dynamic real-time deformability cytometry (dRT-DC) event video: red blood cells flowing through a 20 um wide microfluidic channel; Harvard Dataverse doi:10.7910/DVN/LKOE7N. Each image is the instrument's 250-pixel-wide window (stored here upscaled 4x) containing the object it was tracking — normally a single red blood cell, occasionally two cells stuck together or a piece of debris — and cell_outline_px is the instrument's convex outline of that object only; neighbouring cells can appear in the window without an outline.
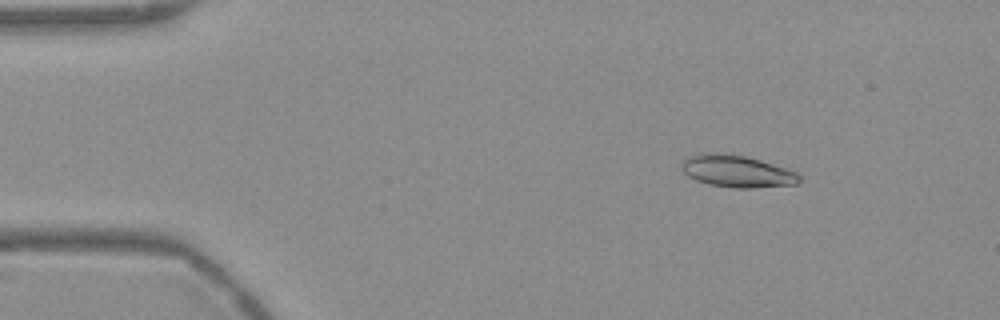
{"species": "Egyptian fruit bat (a non-hibernating species)", "species_latin": "Rousettus aegyptiacus", "temperature_condition": "warm", "stored_images_in_passage": 53, "camera_frame_rate_fps": 3000, "um_per_image_px": 0.085, "frame": {"image": 1, "passage_image": 6, "time_ms": 1.667, "image_size_px": [1000, 320], "cell_outline_px": [[804, 176], [796, 184], [752, 188], [732, 188], [708, 184], [696, 180], [688, 176], [680, 168], [680, 160], [688, 156], [704, 152], [724, 152], [744, 156], [760, 160], [796, 172]], "centroid_in_image_um": [62.58, 14.54], "position_along_channel_um": 22.4, "area_um2": 22.31}}
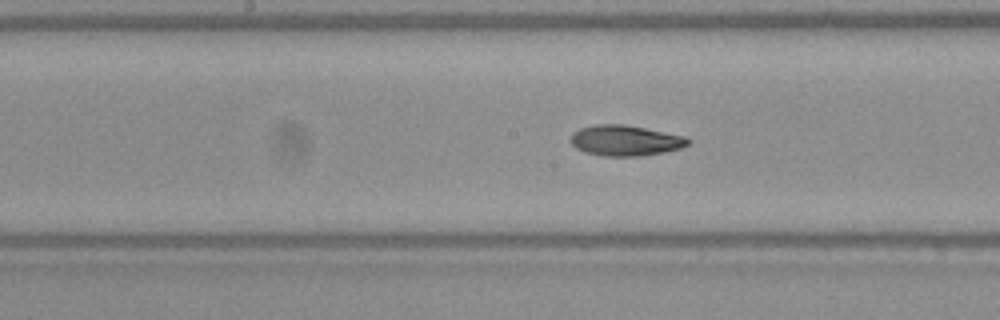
{"frame": {"image": 2, "passage_image": 26, "time_ms": 8.333, "image_size_px": [1000, 320], "cell_outline_px": [[692, 140], [688, 144], [680, 148], [664, 152], [640, 156], [604, 156], [584, 152], [576, 148], [568, 140], [572, 132], [580, 128], [596, 124], [624, 124], [684, 136]], "centroid_in_image_um": [53.1, 11.94], "position_along_channel_um": 195.1, "area_um2": 20.98}}
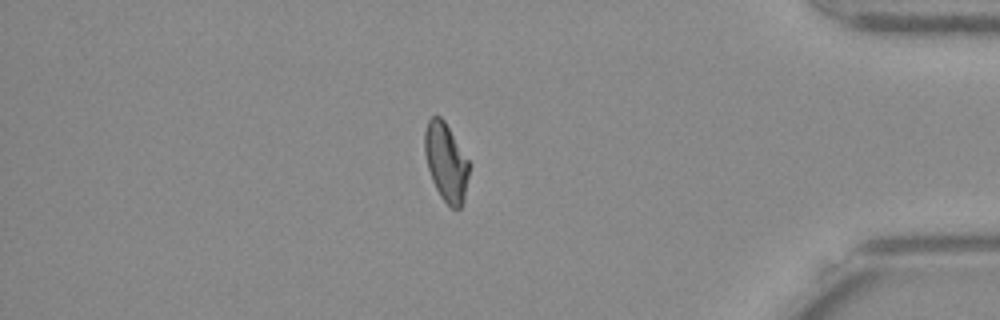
{"frame": {"image": 3, "passage_image": 45, "time_ms": 14.667, "image_size_px": [1000, 320], "cell_outline_px": [[468, 176], [464, 196], [460, 208], [452, 208], [440, 196], [432, 180], [428, 168], [424, 152], [424, 132], [428, 120], [432, 116], [440, 116], [444, 120], [468, 160]], "centroid_in_image_um": [37.88, 13.75], "position_along_channel_um": 397.3, "area_um2": 19.83}, "authors_computed_cell_mechanics": {"area_um2": 20.9236, "velocity_mm_per_s": 3.7496, "shape_relaxation_time_tau1_ms": 8.0317, "shape_relaxation_time_tau2_ms": 7.4301, "deformation_change_tau1": 0.2153, "deformation_change_tau2": 0.1332}}